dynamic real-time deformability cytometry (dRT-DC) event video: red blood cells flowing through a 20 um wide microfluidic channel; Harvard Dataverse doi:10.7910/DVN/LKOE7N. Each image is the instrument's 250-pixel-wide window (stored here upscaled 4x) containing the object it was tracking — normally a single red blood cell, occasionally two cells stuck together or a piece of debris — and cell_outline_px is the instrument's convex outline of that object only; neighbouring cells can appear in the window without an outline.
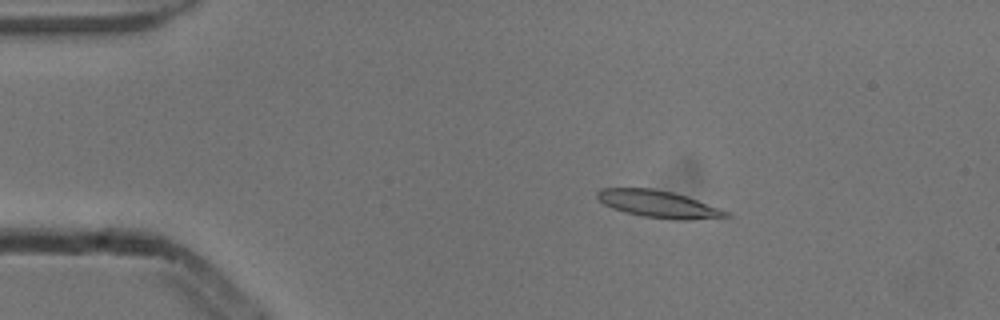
{"species": "common noctule bat (a hibernating species)", "species_latin": "Nyctalus noctula", "temperature_condition": "cold", "stored_images_in_passage": 3, "camera_frame_rate_fps": 3000, "um_per_image_px": 0.085, "animal": {"sex": "male", "body_mass_g": 13.3}, "frame": {"image": 1, "passage_image": 1, "time_ms": 0.0, "image_size_px": [1000, 320], "cell_outline_px": [[732, 216], [688, 220], [676, 220], [640, 216], [624, 212], [612, 208], [604, 204], [596, 196], [596, 192], [600, 188], [652, 188], [672, 192], [688, 196], [720, 208], [728, 212]], "centroid_in_image_um": [55.96, 17.34], "position_along_channel_um": 29.0, "area_um2": 20.46}}
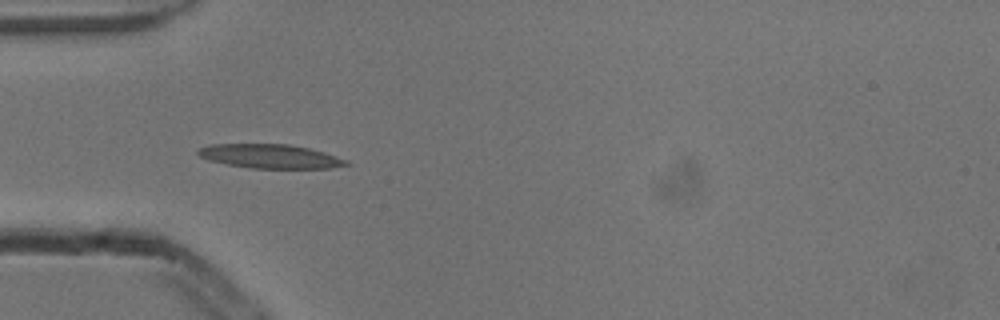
{"frame": {"image": 2, "passage_image": 2, "time_ms": 0.333, "image_size_px": [1000, 320], "cell_outline_px": [[352, 164], [332, 168], [248, 168], [208, 160], [200, 156], [196, 152], [200, 148], [212, 144], [288, 144], [308, 148], [324, 152], [348, 160]], "centroid_in_image_um": [22.99, 13.29], "position_along_channel_um": 62.0, "area_um2": 20.69}}
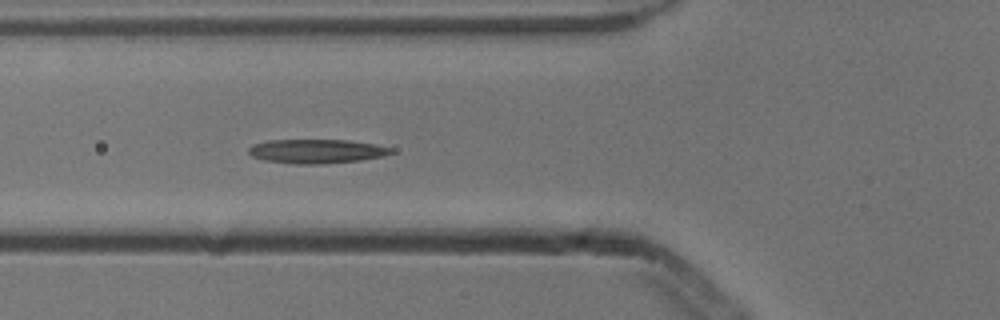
{"frame": {"image": 3, "passage_image": 3, "time_ms": 0.667, "image_size_px": [1000, 320], "cell_outline_px": [[396, 152], [384, 156], [360, 160], [324, 164], [296, 164], [264, 160], [252, 156], [248, 152], [248, 148], [252, 144], [268, 140], [348, 140], [376, 144], [392, 148]], "centroid_in_image_um": [26.93, 12.85], "position_along_channel_um": 98.9, "area_um2": 20.17}}